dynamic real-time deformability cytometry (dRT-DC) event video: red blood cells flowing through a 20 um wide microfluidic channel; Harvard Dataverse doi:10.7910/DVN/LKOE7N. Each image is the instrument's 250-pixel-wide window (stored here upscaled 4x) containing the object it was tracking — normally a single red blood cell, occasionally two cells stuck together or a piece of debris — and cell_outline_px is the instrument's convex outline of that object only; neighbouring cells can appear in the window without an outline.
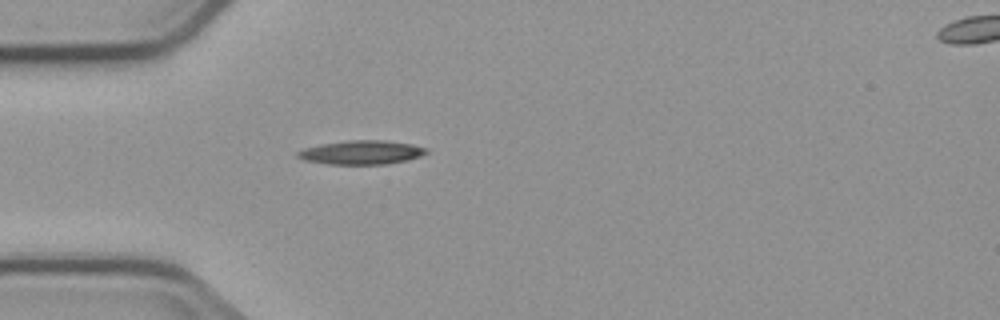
{"species": "common noctule bat (a hibernating species)", "species_latin": "Nyctalus noctula", "temperature_condition": "cold", "stored_images_in_passage": 1, "camera_frame_rate_fps": 3000, "um_per_image_px": 0.085, "animal": {"sex": "male", "body_mass_g": 23.1, "forearm_length_mm": 52.7}, "frame": {"image": 1, "passage_image": 1, "time_ms": 0.0, "image_size_px": [1000, 320], "cell_outline_px": [[428, 152], [420, 156], [388, 164], [328, 164], [304, 160], [296, 156], [296, 152], [304, 148], [320, 144], [348, 140], [384, 140], [412, 144], [428, 148]], "centroid_in_image_um": [30.71, 12.95], "position_along_channel_um": 54.3, "area_um2": 17.92}}